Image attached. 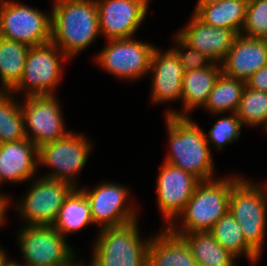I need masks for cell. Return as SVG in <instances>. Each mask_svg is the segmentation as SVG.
Here are the masks:
<instances>
[{
	"label": "cell",
	"instance_id": "cell-35",
	"mask_svg": "<svg viewBox=\"0 0 267 266\" xmlns=\"http://www.w3.org/2000/svg\"><path fill=\"white\" fill-rule=\"evenodd\" d=\"M221 1L223 0H198L196 6H207Z\"/></svg>",
	"mask_w": 267,
	"mask_h": 266
},
{
	"label": "cell",
	"instance_id": "cell-16",
	"mask_svg": "<svg viewBox=\"0 0 267 266\" xmlns=\"http://www.w3.org/2000/svg\"><path fill=\"white\" fill-rule=\"evenodd\" d=\"M177 35L213 63L222 64L238 33L229 28L205 24L192 13L189 23Z\"/></svg>",
	"mask_w": 267,
	"mask_h": 266
},
{
	"label": "cell",
	"instance_id": "cell-37",
	"mask_svg": "<svg viewBox=\"0 0 267 266\" xmlns=\"http://www.w3.org/2000/svg\"><path fill=\"white\" fill-rule=\"evenodd\" d=\"M3 266H23V264L19 262H15V261L13 262L11 259V260H7V262Z\"/></svg>",
	"mask_w": 267,
	"mask_h": 266
},
{
	"label": "cell",
	"instance_id": "cell-5",
	"mask_svg": "<svg viewBox=\"0 0 267 266\" xmlns=\"http://www.w3.org/2000/svg\"><path fill=\"white\" fill-rule=\"evenodd\" d=\"M137 222L99 229L88 266H147L151 237L142 239Z\"/></svg>",
	"mask_w": 267,
	"mask_h": 266
},
{
	"label": "cell",
	"instance_id": "cell-19",
	"mask_svg": "<svg viewBox=\"0 0 267 266\" xmlns=\"http://www.w3.org/2000/svg\"><path fill=\"white\" fill-rule=\"evenodd\" d=\"M38 148L28 139L0 144V185L36 178Z\"/></svg>",
	"mask_w": 267,
	"mask_h": 266
},
{
	"label": "cell",
	"instance_id": "cell-10",
	"mask_svg": "<svg viewBox=\"0 0 267 266\" xmlns=\"http://www.w3.org/2000/svg\"><path fill=\"white\" fill-rule=\"evenodd\" d=\"M16 205L26 225L52 226L66 197L75 188L71 183L40 176L33 179Z\"/></svg>",
	"mask_w": 267,
	"mask_h": 266
},
{
	"label": "cell",
	"instance_id": "cell-28",
	"mask_svg": "<svg viewBox=\"0 0 267 266\" xmlns=\"http://www.w3.org/2000/svg\"><path fill=\"white\" fill-rule=\"evenodd\" d=\"M26 139L21 100L0 90V144Z\"/></svg>",
	"mask_w": 267,
	"mask_h": 266
},
{
	"label": "cell",
	"instance_id": "cell-1",
	"mask_svg": "<svg viewBox=\"0 0 267 266\" xmlns=\"http://www.w3.org/2000/svg\"><path fill=\"white\" fill-rule=\"evenodd\" d=\"M51 42L71 59L100 37L95 0H54Z\"/></svg>",
	"mask_w": 267,
	"mask_h": 266
},
{
	"label": "cell",
	"instance_id": "cell-11",
	"mask_svg": "<svg viewBox=\"0 0 267 266\" xmlns=\"http://www.w3.org/2000/svg\"><path fill=\"white\" fill-rule=\"evenodd\" d=\"M155 46L133 37L107 40L96 56V64L115 77L135 81L149 74Z\"/></svg>",
	"mask_w": 267,
	"mask_h": 266
},
{
	"label": "cell",
	"instance_id": "cell-17",
	"mask_svg": "<svg viewBox=\"0 0 267 266\" xmlns=\"http://www.w3.org/2000/svg\"><path fill=\"white\" fill-rule=\"evenodd\" d=\"M184 72L179 58L171 48L164 53L156 47L149 69V73L152 74L150 100L154 103L181 100Z\"/></svg>",
	"mask_w": 267,
	"mask_h": 266
},
{
	"label": "cell",
	"instance_id": "cell-27",
	"mask_svg": "<svg viewBox=\"0 0 267 266\" xmlns=\"http://www.w3.org/2000/svg\"><path fill=\"white\" fill-rule=\"evenodd\" d=\"M245 86V81L229 77L221 72L203 108L214 115L228 111L236 113Z\"/></svg>",
	"mask_w": 267,
	"mask_h": 266
},
{
	"label": "cell",
	"instance_id": "cell-38",
	"mask_svg": "<svg viewBox=\"0 0 267 266\" xmlns=\"http://www.w3.org/2000/svg\"><path fill=\"white\" fill-rule=\"evenodd\" d=\"M82 259H80V261L79 260H77L78 262H75L72 266H88V263H87V265L84 263V261L82 262L81 261Z\"/></svg>",
	"mask_w": 267,
	"mask_h": 266
},
{
	"label": "cell",
	"instance_id": "cell-31",
	"mask_svg": "<svg viewBox=\"0 0 267 266\" xmlns=\"http://www.w3.org/2000/svg\"><path fill=\"white\" fill-rule=\"evenodd\" d=\"M242 35L267 39V0L247 2Z\"/></svg>",
	"mask_w": 267,
	"mask_h": 266
},
{
	"label": "cell",
	"instance_id": "cell-4",
	"mask_svg": "<svg viewBox=\"0 0 267 266\" xmlns=\"http://www.w3.org/2000/svg\"><path fill=\"white\" fill-rule=\"evenodd\" d=\"M265 184L259 186L243 176L233 175L228 210L240 224L245 242L259 256L263 253L267 231V182Z\"/></svg>",
	"mask_w": 267,
	"mask_h": 266
},
{
	"label": "cell",
	"instance_id": "cell-21",
	"mask_svg": "<svg viewBox=\"0 0 267 266\" xmlns=\"http://www.w3.org/2000/svg\"><path fill=\"white\" fill-rule=\"evenodd\" d=\"M147 266H199L187 243L168 228L152 236Z\"/></svg>",
	"mask_w": 267,
	"mask_h": 266
},
{
	"label": "cell",
	"instance_id": "cell-32",
	"mask_svg": "<svg viewBox=\"0 0 267 266\" xmlns=\"http://www.w3.org/2000/svg\"><path fill=\"white\" fill-rule=\"evenodd\" d=\"M173 40L175 45L171 49L179 58L184 71L203 69L212 63L207 56L190 47L177 34L173 35Z\"/></svg>",
	"mask_w": 267,
	"mask_h": 266
},
{
	"label": "cell",
	"instance_id": "cell-30",
	"mask_svg": "<svg viewBox=\"0 0 267 266\" xmlns=\"http://www.w3.org/2000/svg\"><path fill=\"white\" fill-rule=\"evenodd\" d=\"M208 134L205 133L208 145L217 150L224 149V145L232 143L239 138L242 124L236 113H231L228 117L222 116L215 121Z\"/></svg>",
	"mask_w": 267,
	"mask_h": 266
},
{
	"label": "cell",
	"instance_id": "cell-15",
	"mask_svg": "<svg viewBox=\"0 0 267 266\" xmlns=\"http://www.w3.org/2000/svg\"><path fill=\"white\" fill-rule=\"evenodd\" d=\"M100 34L107 40L135 37L150 0H95Z\"/></svg>",
	"mask_w": 267,
	"mask_h": 266
},
{
	"label": "cell",
	"instance_id": "cell-20",
	"mask_svg": "<svg viewBox=\"0 0 267 266\" xmlns=\"http://www.w3.org/2000/svg\"><path fill=\"white\" fill-rule=\"evenodd\" d=\"M221 72V64L213 62L203 69L185 71L182 82V112L169 109L165 115L188 116L195 108L205 106Z\"/></svg>",
	"mask_w": 267,
	"mask_h": 266
},
{
	"label": "cell",
	"instance_id": "cell-8",
	"mask_svg": "<svg viewBox=\"0 0 267 266\" xmlns=\"http://www.w3.org/2000/svg\"><path fill=\"white\" fill-rule=\"evenodd\" d=\"M91 149L92 143L85 134L72 131L65 137L41 146L38 148L39 165L50 166V172L42 177L66 181L79 187L76 175L85 166Z\"/></svg>",
	"mask_w": 267,
	"mask_h": 266
},
{
	"label": "cell",
	"instance_id": "cell-9",
	"mask_svg": "<svg viewBox=\"0 0 267 266\" xmlns=\"http://www.w3.org/2000/svg\"><path fill=\"white\" fill-rule=\"evenodd\" d=\"M0 36L33 46L51 42V12L0 0Z\"/></svg>",
	"mask_w": 267,
	"mask_h": 266
},
{
	"label": "cell",
	"instance_id": "cell-24",
	"mask_svg": "<svg viewBox=\"0 0 267 266\" xmlns=\"http://www.w3.org/2000/svg\"><path fill=\"white\" fill-rule=\"evenodd\" d=\"M199 266H235V257L225 250L210 232L180 235Z\"/></svg>",
	"mask_w": 267,
	"mask_h": 266
},
{
	"label": "cell",
	"instance_id": "cell-13",
	"mask_svg": "<svg viewBox=\"0 0 267 266\" xmlns=\"http://www.w3.org/2000/svg\"><path fill=\"white\" fill-rule=\"evenodd\" d=\"M80 189L90 203L92 221L98 224L100 229L117 227L138 220L134 204H129L130 193L126 186L109 181L98 184L93 190L83 187Z\"/></svg>",
	"mask_w": 267,
	"mask_h": 266
},
{
	"label": "cell",
	"instance_id": "cell-7",
	"mask_svg": "<svg viewBox=\"0 0 267 266\" xmlns=\"http://www.w3.org/2000/svg\"><path fill=\"white\" fill-rule=\"evenodd\" d=\"M68 59L52 42L30 47L23 76L11 92L19 94L24 90L26 97L56 95L54 90L59 85L63 73L61 61H69Z\"/></svg>",
	"mask_w": 267,
	"mask_h": 266
},
{
	"label": "cell",
	"instance_id": "cell-33",
	"mask_svg": "<svg viewBox=\"0 0 267 266\" xmlns=\"http://www.w3.org/2000/svg\"><path fill=\"white\" fill-rule=\"evenodd\" d=\"M246 86L261 92H267V65L255 72L247 81Z\"/></svg>",
	"mask_w": 267,
	"mask_h": 266
},
{
	"label": "cell",
	"instance_id": "cell-3",
	"mask_svg": "<svg viewBox=\"0 0 267 266\" xmlns=\"http://www.w3.org/2000/svg\"><path fill=\"white\" fill-rule=\"evenodd\" d=\"M232 187L233 176L200 181L184 210L168 229L177 236L209 232L228 212ZM178 218L182 219L179 221Z\"/></svg>",
	"mask_w": 267,
	"mask_h": 266
},
{
	"label": "cell",
	"instance_id": "cell-34",
	"mask_svg": "<svg viewBox=\"0 0 267 266\" xmlns=\"http://www.w3.org/2000/svg\"><path fill=\"white\" fill-rule=\"evenodd\" d=\"M9 203H13L9 200V196L0 193V227H2L3 223H5L6 210H8L9 206H11Z\"/></svg>",
	"mask_w": 267,
	"mask_h": 266
},
{
	"label": "cell",
	"instance_id": "cell-25",
	"mask_svg": "<svg viewBox=\"0 0 267 266\" xmlns=\"http://www.w3.org/2000/svg\"><path fill=\"white\" fill-rule=\"evenodd\" d=\"M30 46L0 36V81L2 91H11L21 80Z\"/></svg>",
	"mask_w": 267,
	"mask_h": 266
},
{
	"label": "cell",
	"instance_id": "cell-22",
	"mask_svg": "<svg viewBox=\"0 0 267 266\" xmlns=\"http://www.w3.org/2000/svg\"><path fill=\"white\" fill-rule=\"evenodd\" d=\"M93 224L88 198L75 187L66 197L52 226L66 238V235Z\"/></svg>",
	"mask_w": 267,
	"mask_h": 266
},
{
	"label": "cell",
	"instance_id": "cell-23",
	"mask_svg": "<svg viewBox=\"0 0 267 266\" xmlns=\"http://www.w3.org/2000/svg\"><path fill=\"white\" fill-rule=\"evenodd\" d=\"M246 0H223L207 6H195L194 14L205 24L229 28L241 33L245 22Z\"/></svg>",
	"mask_w": 267,
	"mask_h": 266
},
{
	"label": "cell",
	"instance_id": "cell-36",
	"mask_svg": "<svg viewBox=\"0 0 267 266\" xmlns=\"http://www.w3.org/2000/svg\"><path fill=\"white\" fill-rule=\"evenodd\" d=\"M8 259L10 258L7 256L6 252L0 247V266H3Z\"/></svg>",
	"mask_w": 267,
	"mask_h": 266
},
{
	"label": "cell",
	"instance_id": "cell-2",
	"mask_svg": "<svg viewBox=\"0 0 267 266\" xmlns=\"http://www.w3.org/2000/svg\"><path fill=\"white\" fill-rule=\"evenodd\" d=\"M169 152L164 162L188 172L200 181L214 179V161L205 132L190 116H165Z\"/></svg>",
	"mask_w": 267,
	"mask_h": 266
},
{
	"label": "cell",
	"instance_id": "cell-12",
	"mask_svg": "<svg viewBox=\"0 0 267 266\" xmlns=\"http://www.w3.org/2000/svg\"><path fill=\"white\" fill-rule=\"evenodd\" d=\"M55 95L29 96L21 102L26 139L37 148L65 137V127L61 104Z\"/></svg>",
	"mask_w": 267,
	"mask_h": 266
},
{
	"label": "cell",
	"instance_id": "cell-26",
	"mask_svg": "<svg viewBox=\"0 0 267 266\" xmlns=\"http://www.w3.org/2000/svg\"><path fill=\"white\" fill-rule=\"evenodd\" d=\"M209 232L236 259L246 256L253 264L259 261V255L245 242L240 224L229 211L214 224Z\"/></svg>",
	"mask_w": 267,
	"mask_h": 266
},
{
	"label": "cell",
	"instance_id": "cell-14",
	"mask_svg": "<svg viewBox=\"0 0 267 266\" xmlns=\"http://www.w3.org/2000/svg\"><path fill=\"white\" fill-rule=\"evenodd\" d=\"M159 210L168 228L184 210L200 180L170 163L163 162L157 178Z\"/></svg>",
	"mask_w": 267,
	"mask_h": 266
},
{
	"label": "cell",
	"instance_id": "cell-29",
	"mask_svg": "<svg viewBox=\"0 0 267 266\" xmlns=\"http://www.w3.org/2000/svg\"><path fill=\"white\" fill-rule=\"evenodd\" d=\"M242 125L264 126L267 128V92L250 89L245 86L240 104L236 111Z\"/></svg>",
	"mask_w": 267,
	"mask_h": 266
},
{
	"label": "cell",
	"instance_id": "cell-18",
	"mask_svg": "<svg viewBox=\"0 0 267 266\" xmlns=\"http://www.w3.org/2000/svg\"><path fill=\"white\" fill-rule=\"evenodd\" d=\"M267 65V39L238 34L222 62V72L232 78L247 81Z\"/></svg>",
	"mask_w": 267,
	"mask_h": 266
},
{
	"label": "cell",
	"instance_id": "cell-6",
	"mask_svg": "<svg viewBox=\"0 0 267 266\" xmlns=\"http://www.w3.org/2000/svg\"><path fill=\"white\" fill-rule=\"evenodd\" d=\"M18 233L23 266H72L76 262L74 249L53 226L24 225Z\"/></svg>",
	"mask_w": 267,
	"mask_h": 266
}]
</instances>
